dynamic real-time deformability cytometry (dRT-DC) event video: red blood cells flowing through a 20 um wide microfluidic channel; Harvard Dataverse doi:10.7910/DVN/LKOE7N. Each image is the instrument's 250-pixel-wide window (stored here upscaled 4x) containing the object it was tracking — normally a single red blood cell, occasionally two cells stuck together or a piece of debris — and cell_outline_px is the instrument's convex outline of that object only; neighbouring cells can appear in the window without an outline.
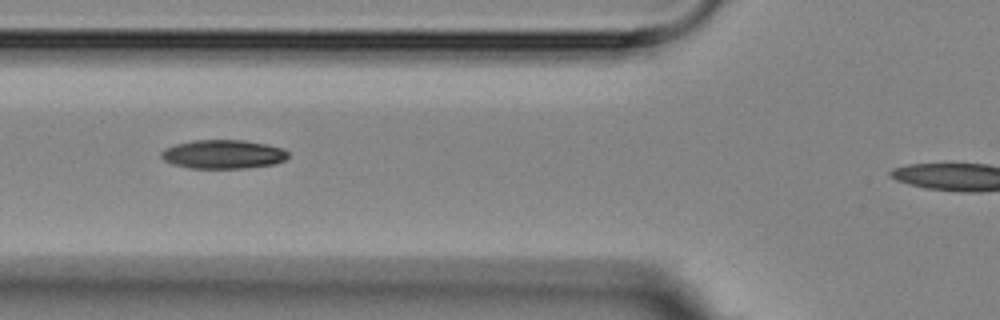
{"species": "Egyptian fruit bat (a non-hibernating species)", "species_latin": "Rousettus aegyptiacus", "temperature_condition": "room temperature", "stored_images_in_passage": 3, "segment_of_instrument_passage": [1, 2], "camera_frame_rate_fps": 3000, "um_per_image_px": 0.085, "animal": {"sex": "female"}, "frame": {"image": 1, "passage_image": 2, "time_ms": 1.0, "image_size_px": [1000, 320], "cell_outline_px": [[288, 156], [284, 160], [272, 164], [248, 168], [188, 168], [172, 164], [164, 160], [160, 156], [160, 152], [164, 148], [176, 144], [192, 140], [244, 140], [268, 144], [284, 148], [288, 152]], "centroid_in_image_um": [18.95, 13.1], "position_along_channel_um": 106.9, "area_um2": 21.5}}